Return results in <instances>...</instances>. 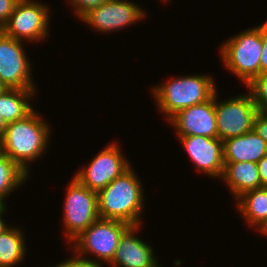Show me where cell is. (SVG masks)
I'll list each match as a JSON object with an SVG mask.
<instances>
[{
  "instance_id": "6da1fadb",
  "label": "cell",
  "mask_w": 267,
  "mask_h": 267,
  "mask_svg": "<svg viewBox=\"0 0 267 267\" xmlns=\"http://www.w3.org/2000/svg\"><path fill=\"white\" fill-rule=\"evenodd\" d=\"M34 110L26 118L6 125L1 151L29 175V167L47 151L51 137L50 123ZM44 119V120H43Z\"/></svg>"
},
{
  "instance_id": "7a4b0ae2",
  "label": "cell",
  "mask_w": 267,
  "mask_h": 267,
  "mask_svg": "<svg viewBox=\"0 0 267 267\" xmlns=\"http://www.w3.org/2000/svg\"><path fill=\"white\" fill-rule=\"evenodd\" d=\"M143 185L131 166L105 188L97 192L101 219L119 220L129 225L142 223L145 198Z\"/></svg>"
},
{
  "instance_id": "3957f363",
  "label": "cell",
  "mask_w": 267,
  "mask_h": 267,
  "mask_svg": "<svg viewBox=\"0 0 267 267\" xmlns=\"http://www.w3.org/2000/svg\"><path fill=\"white\" fill-rule=\"evenodd\" d=\"M213 76L190 74L169 78L151 91L155 105L168 122L179 111L210 100L216 91Z\"/></svg>"
},
{
  "instance_id": "277c9868",
  "label": "cell",
  "mask_w": 267,
  "mask_h": 267,
  "mask_svg": "<svg viewBox=\"0 0 267 267\" xmlns=\"http://www.w3.org/2000/svg\"><path fill=\"white\" fill-rule=\"evenodd\" d=\"M220 47L223 66L245 86L260 74L263 45L256 26L229 37Z\"/></svg>"
},
{
  "instance_id": "5b68a950",
  "label": "cell",
  "mask_w": 267,
  "mask_h": 267,
  "mask_svg": "<svg viewBox=\"0 0 267 267\" xmlns=\"http://www.w3.org/2000/svg\"><path fill=\"white\" fill-rule=\"evenodd\" d=\"M129 226L123 221L99 218L71 242L72 253L92 263L104 265V262L108 265L115 255L121 235Z\"/></svg>"
},
{
  "instance_id": "8992f818",
  "label": "cell",
  "mask_w": 267,
  "mask_h": 267,
  "mask_svg": "<svg viewBox=\"0 0 267 267\" xmlns=\"http://www.w3.org/2000/svg\"><path fill=\"white\" fill-rule=\"evenodd\" d=\"M63 223L66 242L69 244L85 229L97 221V192L90 190L72 176L65 192Z\"/></svg>"
},
{
  "instance_id": "52a82bcc",
  "label": "cell",
  "mask_w": 267,
  "mask_h": 267,
  "mask_svg": "<svg viewBox=\"0 0 267 267\" xmlns=\"http://www.w3.org/2000/svg\"><path fill=\"white\" fill-rule=\"evenodd\" d=\"M50 7L41 1L19 0L2 31L16 40L40 42L49 37ZM25 40V41H24Z\"/></svg>"
},
{
  "instance_id": "ba28073f",
  "label": "cell",
  "mask_w": 267,
  "mask_h": 267,
  "mask_svg": "<svg viewBox=\"0 0 267 267\" xmlns=\"http://www.w3.org/2000/svg\"><path fill=\"white\" fill-rule=\"evenodd\" d=\"M215 93V114L218 138L222 141L252 131L258 108L251 94H239L223 101ZM219 100V102H218Z\"/></svg>"
},
{
  "instance_id": "9c48e42d",
  "label": "cell",
  "mask_w": 267,
  "mask_h": 267,
  "mask_svg": "<svg viewBox=\"0 0 267 267\" xmlns=\"http://www.w3.org/2000/svg\"><path fill=\"white\" fill-rule=\"evenodd\" d=\"M126 158L118 143H109L73 177L90 190L99 192L131 167Z\"/></svg>"
},
{
  "instance_id": "30bf717a",
  "label": "cell",
  "mask_w": 267,
  "mask_h": 267,
  "mask_svg": "<svg viewBox=\"0 0 267 267\" xmlns=\"http://www.w3.org/2000/svg\"><path fill=\"white\" fill-rule=\"evenodd\" d=\"M24 43L0 30V80L7 89L37 90Z\"/></svg>"
},
{
  "instance_id": "8fae6325",
  "label": "cell",
  "mask_w": 267,
  "mask_h": 267,
  "mask_svg": "<svg viewBox=\"0 0 267 267\" xmlns=\"http://www.w3.org/2000/svg\"><path fill=\"white\" fill-rule=\"evenodd\" d=\"M137 3L127 0H108L98 8L90 10L80 20L93 27L95 32L109 34L124 27H128L142 19H147V14Z\"/></svg>"
},
{
  "instance_id": "7c38bea8",
  "label": "cell",
  "mask_w": 267,
  "mask_h": 267,
  "mask_svg": "<svg viewBox=\"0 0 267 267\" xmlns=\"http://www.w3.org/2000/svg\"><path fill=\"white\" fill-rule=\"evenodd\" d=\"M195 169L211 178H220L224 172L223 141L218 137H178Z\"/></svg>"
},
{
  "instance_id": "4fadbf2b",
  "label": "cell",
  "mask_w": 267,
  "mask_h": 267,
  "mask_svg": "<svg viewBox=\"0 0 267 267\" xmlns=\"http://www.w3.org/2000/svg\"><path fill=\"white\" fill-rule=\"evenodd\" d=\"M167 124L174 127L177 137L196 135L210 138L218 137L215 94L204 103L179 111Z\"/></svg>"
},
{
  "instance_id": "5bb4252c",
  "label": "cell",
  "mask_w": 267,
  "mask_h": 267,
  "mask_svg": "<svg viewBox=\"0 0 267 267\" xmlns=\"http://www.w3.org/2000/svg\"><path fill=\"white\" fill-rule=\"evenodd\" d=\"M141 225H130L123 232L115 255L108 266L153 267L158 263L151 244L136 235L142 228Z\"/></svg>"
},
{
  "instance_id": "9a60e30c",
  "label": "cell",
  "mask_w": 267,
  "mask_h": 267,
  "mask_svg": "<svg viewBox=\"0 0 267 267\" xmlns=\"http://www.w3.org/2000/svg\"><path fill=\"white\" fill-rule=\"evenodd\" d=\"M224 163L255 162L267 154V143L253 130L223 141Z\"/></svg>"
},
{
  "instance_id": "2e32d148",
  "label": "cell",
  "mask_w": 267,
  "mask_h": 267,
  "mask_svg": "<svg viewBox=\"0 0 267 267\" xmlns=\"http://www.w3.org/2000/svg\"><path fill=\"white\" fill-rule=\"evenodd\" d=\"M221 180L237 199L244 192L262 187L258 165L255 162L225 163Z\"/></svg>"
},
{
  "instance_id": "e0dca14e",
  "label": "cell",
  "mask_w": 267,
  "mask_h": 267,
  "mask_svg": "<svg viewBox=\"0 0 267 267\" xmlns=\"http://www.w3.org/2000/svg\"><path fill=\"white\" fill-rule=\"evenodd\" d=\"M234 201L238 213L249 227L257 231L267 220V187L246 191Z\"/></svg>"
},
{
  "instance_id": "ac0fdd59",
  "label": "cell",
  "mask_w": 267,
  "mask_h": 267,
  "mask_svg": "<svg viewBox=\"0 0 267 267\" xmlns=\"http://www.w3.org/2000/svg\"><path fill=\"white\" fill-rule=\"evenodd\" d=\"M36 92L27 89H6L0 94V115L6 124L22 120L35 110L30 102Z\"/></svg>"
},
{
  "instance_id": "d6986e66",
  "label": "cell",
  "mask_w": 267,
  "mask_h": 267,
  "mask_svg": "<svg viewBox=\"0 0 267 267\" xmlns=\"http://www.w3.org/2000/svg\"><path fill=\"white\" fill-rule=\"evenodd\" d=\"M12 225L0 234V267H16L26 258L25 234Z\"/></svg>"
},
{
  "instance_id": "ffe728a7",
  "label": "cell",
  "mask_w": 267,
  "mask_h": 267,
  "mask_svg": "<svg viewBox=\"0 0 267 267\" xmlns=\"http://www.w3.org/2000/svg\"><path fill=\"white\" fill-rule=\"evenodd\" d=\"M30 175L7 155L0 153V197L6 199L22 186Z\"/></svg>"
},
{
  "instance_id": "44dd1931",
  "label": "cell",
  "mask_w": 267,
  "mask_h": 267,
  "mask_svg": "<svg viewBox=\"0 0 267 267\" xmlns=\"http://www.w3.org/2000/svg\"><path fill=\"white\" fill-rule=\"evenodd\" d=\"M246 87L258 111L267 113V73L257 75Z\"/></svg>"
},
{
  "instance_id": "7402d4cb",
  "label": "cell",
  "mask_w": 267,
  "mask_h": 267,
  "mask_svg": "<svg viewBox=\"0 0 267 267\" xmlns=\"http://www.w3.org/2000/svg\"><path fill=\"white\" fill-rule=\"evenodd\" d=\"M78 19H81L90 10L98 8L108 0H68Z\"/></svg>"
},
{
  "instance_id": "603a6c76",
  "label": "cell",
  "mask_w": 267,
  "mask_h": 267,
  "mask_svg": "<svg viewBox=\"0 0 267 267\" xmlns=\"http://www.w3.org/2000/svg\"><path fill=\"white\" fill-rule=\"evenodd\" d=\"M72 254V257L61 261L60 263L51 266V267H104L103 265L92 263L88 259H84L82 257L77 256L76 254ZM49 267V266H48Z\"/></svg>"
},
{
  "instance_id": "cb8c5ba5",
  "label": "cell",
  "mask_w": 267,
  "mask_h": 267,
  "mask_svg": "<svg viewBox=\"0 0 267 267\" xmlns=\"http://www.w3.org/2000/svg\"><path fill=\"white\" fill-rule=\"evenodd\" d=\"M260 30L263 50L260 59V74L267 73V21L256 26Z\"/></svg>"
},
{
  "instance_id": "d4e9b609",
  "label": "cell",
  "mask_w": 267,
  "mask_h": 267,
  "mask_svg": "<svg viewBox=\"0 0 267 267\" xmlns=\"http://www.w3.org/2000/svg\"><path fill=\"white\" fill-rule=\"evenodd\" d=\"M19 0H0V30L8 22Z\"/></svg>"
},
{
  "instance_id": "484cf974",
  "label": "cell",
  "mask_w": 267,
  "mask_h": 267,
  "mask_svg": "<svg viewBox=\"0 0 267 267\" xmlns=\"http://www.w3.org/2000/svg\"><path fill=\"white\" fill-rule=\"evenodd\" d=\"M252 130L267 143V113H257Z\"/></svg>"
},
{
  "instance_id": "4316f807",
  "label": "cell",
  "mask_w": 267,
  "mask_h": 267,
  "mask_svg": "<svg viewBox=\"0 0 267 267\" xmlns=\"http://www.w3.org/2000/svg\"><path fill=\"white\" fill-rule=\"evenodd\" d=\"M262 187H267V154L257 163Z\"/></svg>"
},
{
  "instance_id": "83f0119b",
  "label": "cell",
  "mask_w": 267,
  "mask_h": 267,
  "mask_svg": "<svg viewBox=\"0 0 267 267\" xmlns=\"http://www.w3.org/2000/svg\"><path fill=\"white\" fill-rule=\"evenodd\" d=\"M6 211H7V208H5L2 212H0V234H2L7 228L10 227V225H8V223H6V220L3 219Z\"/></svg>"
},
{
  "instance_id": "f1b7e54d",
  "label": "cell",
  "mask_w": 267,
  "mask_h": 267,
  "mask_svg": "<svg viewBox=\"0 0 267 267\" xmlns=\"http://www.w3.org/2000/svg\"><path fill=\"white\" fill-rule=\"evenodd\" d=\"M6 125H7L6 122L3 120V118L0 115V140L4 136Z\"/></svg>"
},
{
  "instance_id": "f546056e",
  "label": "cell",
  "mask_w": 267,
  "mask_h": 267,
  "mask_svg": "<svg viewBox=\"0 0 267 267\" xmlns=\"http://www.w3.org/2000/svg\"><path fill=\"white\" fill-rule=\"evenodd\" d=\"M262 235L267 236V220L263 223V225L257 230Z\"/></svg>"
},
{
  "instance_id": "4dcf8cb0",
  "label": "cell",
  "mask_w": 267,
  "mask_h": 267,
  "mask_svg": "<svg viewBox=\"0 0 267 267\" xmlns=\"http://www.w3.org/2000/svg\"><path fill=\"white\" fill-rule=\"evenodd\" d=\"M6 207V202L0 197V212H2Z\"/></svg>"
},
{
  "instance_id": "1f68e13d",
  "label": "cell",
  "mask_w": 267,
  "mask_h": 267,
  "mask_svg": "<svg viewBox=\"0 0 267 267\" xmlns=\"http://www.w3.org/2000/svg\"><path fill=\"white\" fill-rule=\"evenodd\" d=\"M6 89H7L6 86L0 80V94L3 93Z\"/></svg>"
},
{
  "instance_id": "d6a6232c",
  "label": "cell",
  "mask_w": 267,
  "mask_h": 267,
  "mask_svg": "<svg viewBox=\"0 0 267 267\" xmlns=\"http://www.w3.org/2000/svg\"><path fill=\"white\" fill-rule=\"evenodd\" d=\"M153 267H162L159 263H157L156 265H154Z\"/></svg>"
},
{
  "instance_id": "836d02e7",
  "label": "cell",
  "mask_w": 267,
  "mask_h": 267,
  "mask_svg": "<svg viewBox=\"0 0 267 267\" xmlns=\"http://www.w3.org/2000/svg\"><path fill=\"white\" fill-rule=\"evenodd\" d=\"M161 1V0H160ZM162 2H164V3H168V2H170V0H162Z\"/></svg>"
}]
</instances>
